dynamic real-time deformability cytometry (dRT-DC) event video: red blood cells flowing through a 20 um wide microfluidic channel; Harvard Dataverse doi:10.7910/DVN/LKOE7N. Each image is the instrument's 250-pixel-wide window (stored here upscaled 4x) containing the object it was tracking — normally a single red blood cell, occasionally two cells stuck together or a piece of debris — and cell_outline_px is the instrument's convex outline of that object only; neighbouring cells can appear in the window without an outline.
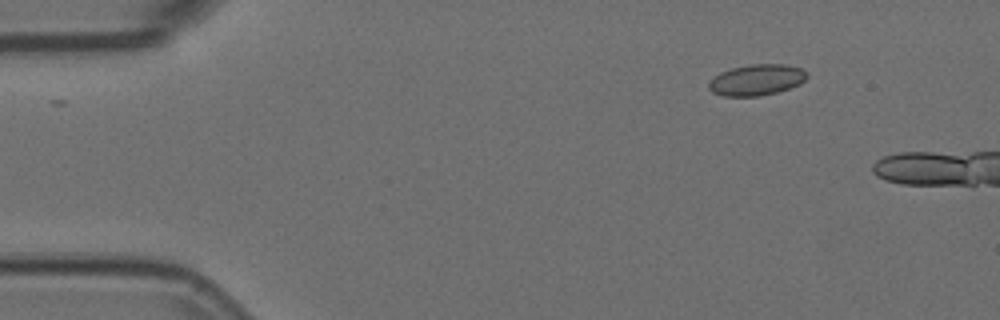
{"species": "Egyptian fruit bat (a non-hibernating species)", "species_latin": "Rousettus aegyptiacus", "temperature_condition": "room temperature", "stored_images_in_passage": 5, "camera_frame_rate_fps": 3000, "um_per_image_px": 0.085, "animal": {"sex": "female"}, "frame": {"image": 1, "passage_image": 1, "time_ms": 0.0, "image_size_px": [1000, 320], "cell_outline_px": [[808, 76], [800, 84], [776, 92], [760, 96], [724, 96], [712, 92], [708, 88], [708, 84], [720, 72], [732, 68], [752, 64], [784, 64], [800, 68]], "centroid_in_image_um": [64.3, 6.79], "position_along_channel_um": 20.7, "area_um2": 17.51}}